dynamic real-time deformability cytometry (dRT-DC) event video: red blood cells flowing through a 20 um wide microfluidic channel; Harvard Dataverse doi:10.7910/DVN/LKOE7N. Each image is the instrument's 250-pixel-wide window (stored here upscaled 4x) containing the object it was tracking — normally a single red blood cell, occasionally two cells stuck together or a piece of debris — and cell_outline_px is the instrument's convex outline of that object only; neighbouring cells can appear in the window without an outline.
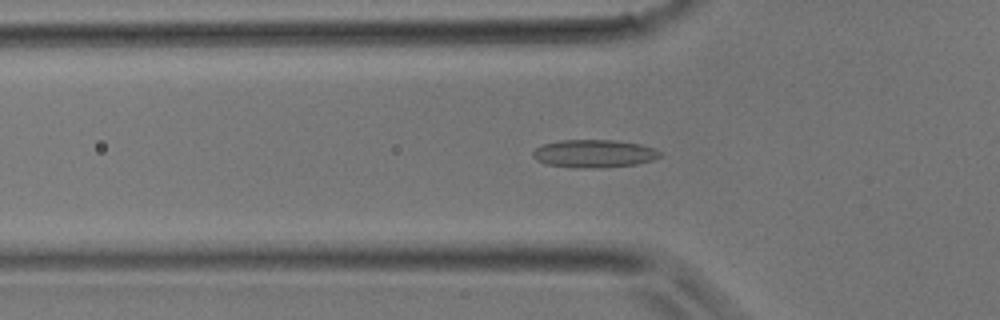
{"species": "common noctule bat (a hibernating species)", "species_latin": "Nyctalus noctula", "temperature_condition": "room temperature", "stored_images_in_passage": 31, "camera_frame_rate_fps": 3000, "um_per_image_px": 0.085, "animal": {"sex": "male", "body_mass_g": 17.9}, "frame": {"image": 1, "passage_image": 5, "time_ms": 1.333, "image_size_px": [1000, 320], "cell_outline_px": [[664, 156], [652, 160], [636, 164], [600, 168], [572, 168], [544, 164], [536, 160], [532, 156], [532, 152], [536, 148], [544, 144], [560, 140], [612, 140], [640, 144], [652, 148], [660, 152]], "centroid_in_image_um": [50.46, 13.07], "position_along_channel_um": 75.3, "area_um2": 20.81}}
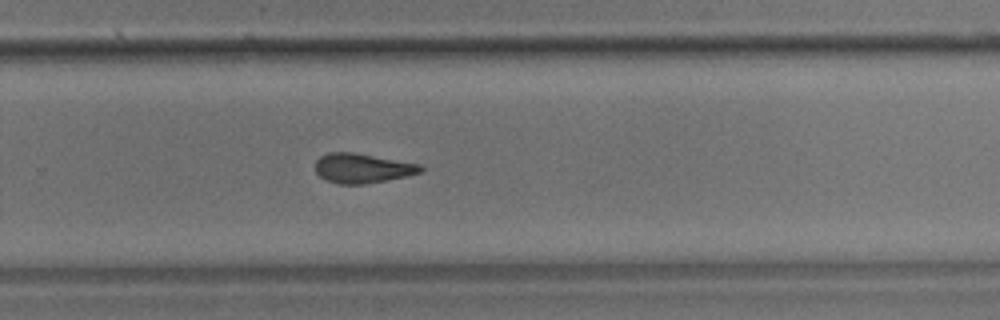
{"frame": {"image": 2, "passage_image": 18, "time_ms": 5.667, "image_size_px": [1000, 320], "cell_outline_px": [[424, 172], [408, 176], [364, 184], [336, 184], [324, 180], [316, 172], [316, 160], [320, 156], [328, 152], [352, 152], [420, 164], [424, 168]], "centroid_in_image_um": [30.8, 14.31], "position_along_channel_um": 299.0, "area_um2": 18.26}}
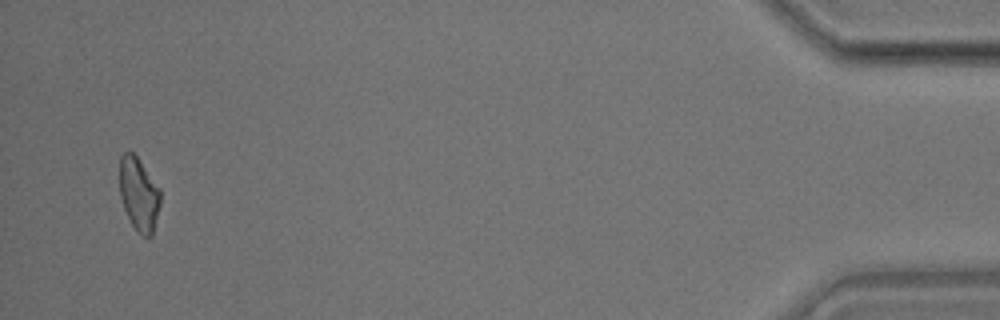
{"frame": {"image": 3, "passage_image": 30, "time_ms": 9.667, "image_size_px": [1000, 320], "cell_outline_px": [[160, 204], [152, 236], [144, 236], [132, 224], [124, 208], [120, 196], [120, 156], [124, 152], [132, 152], [136, 156], [160, 188]], "centroid_in_image_um": [11.81, 16.48], "position_along_channel_um": 423.4, "area_um2": 17.11}}